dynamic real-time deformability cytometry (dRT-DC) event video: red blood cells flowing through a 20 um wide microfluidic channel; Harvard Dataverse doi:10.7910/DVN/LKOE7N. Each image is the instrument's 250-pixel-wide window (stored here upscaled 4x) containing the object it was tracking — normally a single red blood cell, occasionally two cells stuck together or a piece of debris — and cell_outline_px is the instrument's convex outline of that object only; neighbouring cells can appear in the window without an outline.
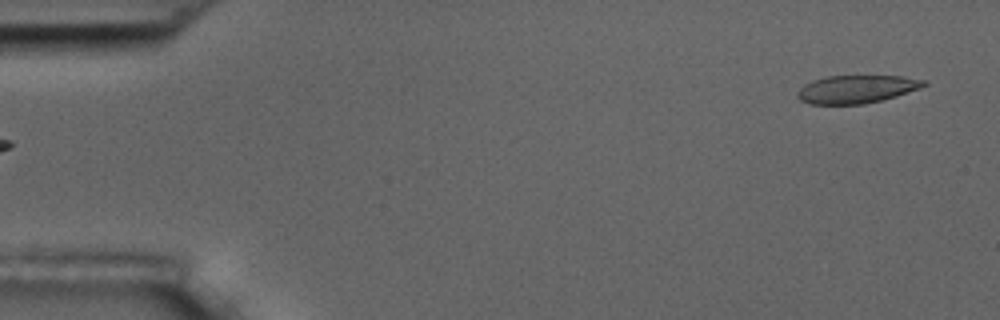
{"species": "common noctule bat (a hibernating species)", "species_latin": "Nyctalus noctula", "temperature_condition": "room temperature", "stored_images_in_passage": 6, "segment_of_instrument_passage": [2, 2], "camera_frame_rate_fps": 3000, "um_per_image_px": 0.085, "animal": {"sex": "male", "body_mass_g": 17.5, "forearm_length_mm": 52.3}, "frame": {"image": 1, "passage_image": 6, "time_ms": 6.0, "image_size_px": [1000, 320], "cell_outline_px": [[928, 84], [920, 88], [896, 96], [864, 104], [808, 104], [800, 100], [796, 96], [796, 92], [804, 84], [812, 80], [828, 76], [904, 76], [928, 80]], "centroid_in_image_um": [72.8, 7.57], "position_along_channel_um": 12.2, "area_um2": 20.75}}